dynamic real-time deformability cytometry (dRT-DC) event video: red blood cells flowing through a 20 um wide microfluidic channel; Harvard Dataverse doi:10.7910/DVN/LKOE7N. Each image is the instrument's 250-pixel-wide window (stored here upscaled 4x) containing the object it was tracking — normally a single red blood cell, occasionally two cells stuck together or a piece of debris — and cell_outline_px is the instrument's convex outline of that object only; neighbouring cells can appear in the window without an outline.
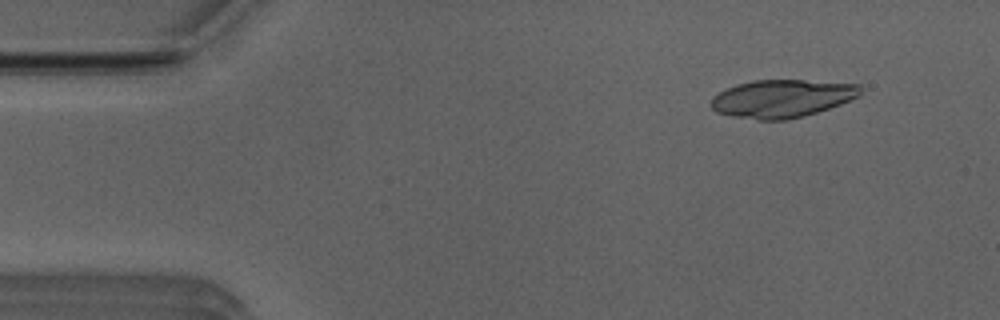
{"species": "Egyptian fruit bat (a non-hibernating species)", "species_latin": "Rousettus aegyptiacus", "temperature_condition": "room temperature", "stored_images_in_passage": 15, "camera_frame_rate_fps": 3000, "um_per_image_px": 0.085, "animal": {"sex": "male"}, "frame": {"image": 1, "passage_image": 5, "time_ms": 1.333, "image_size_px": [1000, 320], "cell_outline_px": [[860, 96], [840, 104], [804, 116], [784, 120], [760, 120], [732, 116], [716, 112], [712, 108], [712, 100], [720, 92], [736, 84], [752, 80], [804, 80], [860, 84]], "centroid_in_image_um": [66.48, 8.37], "position_along_channel_um": 18.5, "area_um2": 32.71}}